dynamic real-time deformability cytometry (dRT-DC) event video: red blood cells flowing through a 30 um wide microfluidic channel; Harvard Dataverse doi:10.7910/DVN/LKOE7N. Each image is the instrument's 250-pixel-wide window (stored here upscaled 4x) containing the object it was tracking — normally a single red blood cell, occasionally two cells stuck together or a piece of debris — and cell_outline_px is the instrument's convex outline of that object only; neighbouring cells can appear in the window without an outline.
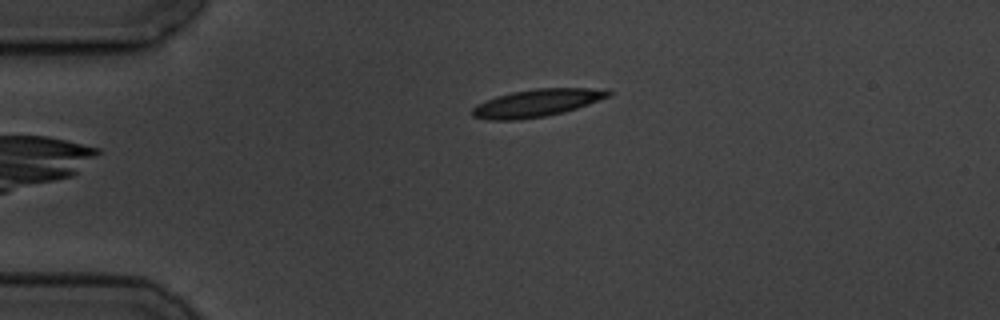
{"species": "common noctule bat (a hibernating species)", "species_latin": "Nyctalus noctula", "temperature_condition": "cold", "stored_images_in_passage": 5, "camera_frame_rate_fps": 3000, "um_per_image_px": 0.085, "animal": {"sex": "male", "body_mass_g": 19.5, "forearm_length_mm": 54.6}, "frame": {"image": 1, "passage_image": 5, "time_ms": 6.0, "image_size_px": [1000, 320], "cell_outline_px": [[612, 96], [564, 112], [544, 116], [516, 120], [488, 120], [472, 116], [472, 108], [476, 104], [484, 100], [496, 96], [512, 92], [536, 88], [604, 88], [612, 92]], "centroid_in_image_um": [45.63, 8.74], "position_along_channel_um": 39.4, "area_um2": 21.96}}